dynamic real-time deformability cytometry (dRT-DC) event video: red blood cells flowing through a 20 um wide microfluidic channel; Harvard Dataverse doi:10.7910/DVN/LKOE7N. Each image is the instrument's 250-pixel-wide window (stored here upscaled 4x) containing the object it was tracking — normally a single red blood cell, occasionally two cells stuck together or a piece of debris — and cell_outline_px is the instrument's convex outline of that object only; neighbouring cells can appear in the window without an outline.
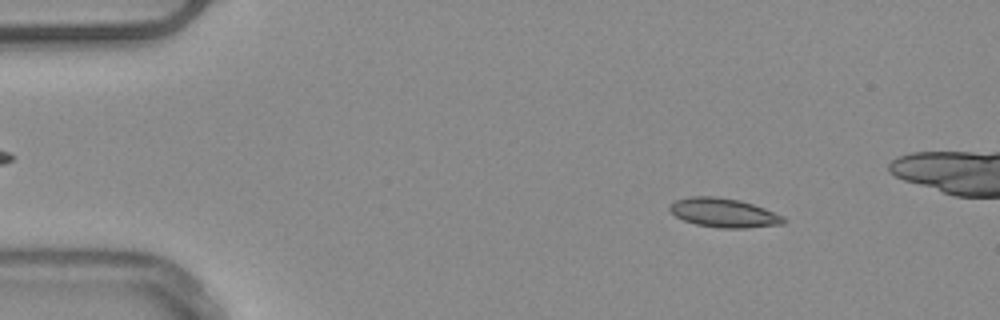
{"species": "common noctule bat (a hibernating species)", "species_latin": "Nyctalus noctula", "temperature_condition": "warm", "stored_images_in_passage": 16, "camera_frame_rate_fps": 3000, "um_per_image_px": 0.085, "animal": {"sex": "male", "body_mass_g": 20.4}, "frame": {"image": 1, "passage_image": 7, "time_ms": 2.0, "image_size_px": [1000, 320], "cell_outline_px": [[788, 220], [784, 224], [748, 228], [720, 228], [696, 224], [684, 220], [676, 216], [668, 208], [676, 200], [688, 196], [716, 196], [740, 200], [764, 208], [784, 216]], "centroid_in_image_um": [61.56, 18.09], "position_along_channel_um": 23.4, "area_um2": 19.36}}